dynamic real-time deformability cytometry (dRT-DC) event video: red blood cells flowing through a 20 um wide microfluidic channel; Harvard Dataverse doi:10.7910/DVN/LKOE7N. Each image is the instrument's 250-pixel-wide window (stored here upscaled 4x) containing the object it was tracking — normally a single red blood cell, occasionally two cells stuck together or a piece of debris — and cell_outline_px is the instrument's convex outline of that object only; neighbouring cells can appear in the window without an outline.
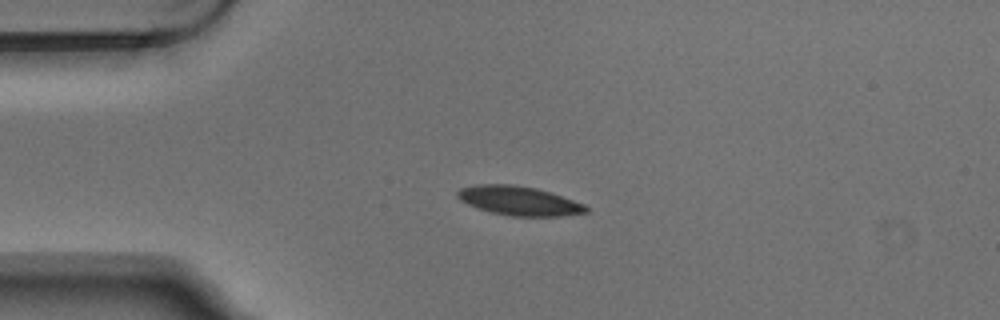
{"species": "Egyptian fruit bat (a non-hibernating species)", "species_latin": "Rousettus aegyptiacus", "temperature_condition": "warm", "stored_images_in_passage": 2, "camera_frame_rate_fps": 3000, "um_per_image_px": 0.085, "animal": {"sex": "male"}, "frame": {"image": 1, "passage_image": 1, "time_ms": 0.0, "image_size_px": [1000, 320], "cell_outline_px": [[588, 212], [560, 216], [512, 216], [492, 212], [468, 204], [460, 200], [456, 196], [456, 192], [460, 188], [476, 184], [512, 184], [536, 188], [584, 204], [588, 208]], "centroid_in_image_um": [44.08, 17.06], "position_along_channel_um": 40.9, "area_um2": 21.56}}